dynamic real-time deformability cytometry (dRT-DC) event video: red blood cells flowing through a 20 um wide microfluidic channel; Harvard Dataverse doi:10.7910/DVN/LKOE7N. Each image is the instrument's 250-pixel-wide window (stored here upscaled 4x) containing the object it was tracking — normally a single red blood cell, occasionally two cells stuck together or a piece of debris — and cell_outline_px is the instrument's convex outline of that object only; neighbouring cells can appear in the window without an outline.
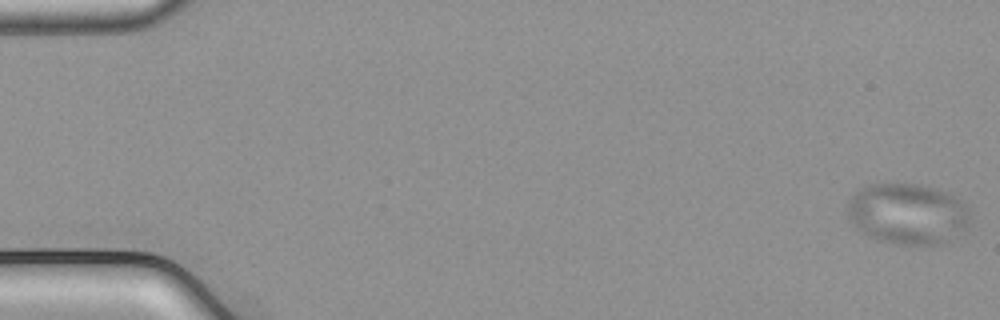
{"species": "common noctule bat (a hibernating species)", "species_latin": "Nyctalus noctula", "temperature_condition": "cold", "stored_images_in_passage": 55, "camera_frame_rate_fps": 3000, "um_per_image_px": 0.085, "animal": {"sex": "male", "body_mass_g": 21.5, "forearm_length_mm": 52.0}, "frame": {"image": 1, "passage_image": 1, "time_ms": 0.0, "image_size_px": [1000, 320], "cell_outline_px": [[972, 216], [968, 232], [944, 244], [896, 244], [876, 240], [860, 232], [856, 228], [848, 216], [848, 200], [860, 188], [872, 184], [920, 184], [936, 188], [948, 192], [964, 204], [968, 208]], "centroid_in_image_um": [77.22, 18.2], "position_along_channel_um": 7.8, "area_um2": 44.39}}
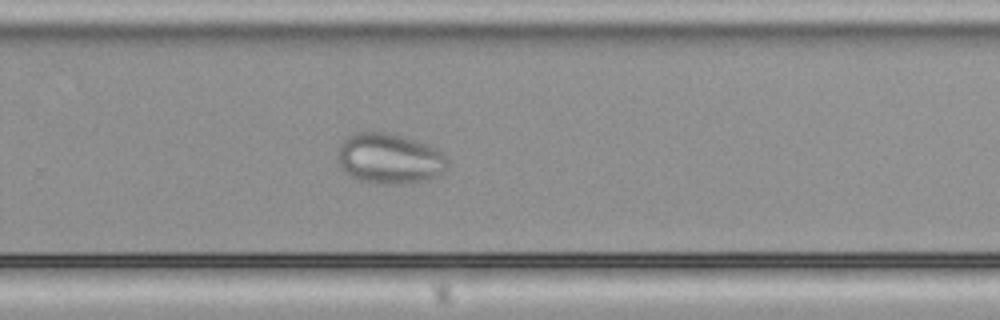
{"frame": {"image": 2, "passage_image": 37, "time_ms": 12.0, "image_size_px": [1000, 320], "cell_outline_px": [[448, 168], [436, 176], [428, 180], [404, 184], [376, 184], [356, 180], [348, 176], [340, 168], [336, 156], [340, 144], [348, 136], [356, 132], [392, 132], [428, 144], [436, 148], [448, 160]], "centroid_in_image_um": [33.07, 13.49], "position_along_channel_um": 296.7, "area_um2": 33.0}}
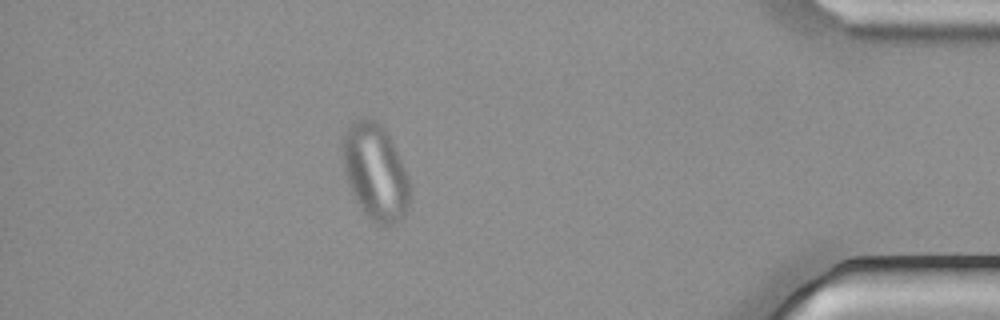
{"frame": {"image": 3, "passage_image": 49, "time_ms": 16.0, "image_size_px": [1000, 320], "cell_outline_px": [[412, 196], [408, 208], [404, 216], [400, 220], [388, 224], [376, 224], [360, 208], [348, 184], [344, 172], [340, 148], [344, 132], [348, 124], [360, 116], [368, 116], [376, 120], [384, 128], [408, 176]], "centroid_in_image_um": [31.87, 14.57], "position_along_channel_um": 403.3, "area_um2": 38.09}}